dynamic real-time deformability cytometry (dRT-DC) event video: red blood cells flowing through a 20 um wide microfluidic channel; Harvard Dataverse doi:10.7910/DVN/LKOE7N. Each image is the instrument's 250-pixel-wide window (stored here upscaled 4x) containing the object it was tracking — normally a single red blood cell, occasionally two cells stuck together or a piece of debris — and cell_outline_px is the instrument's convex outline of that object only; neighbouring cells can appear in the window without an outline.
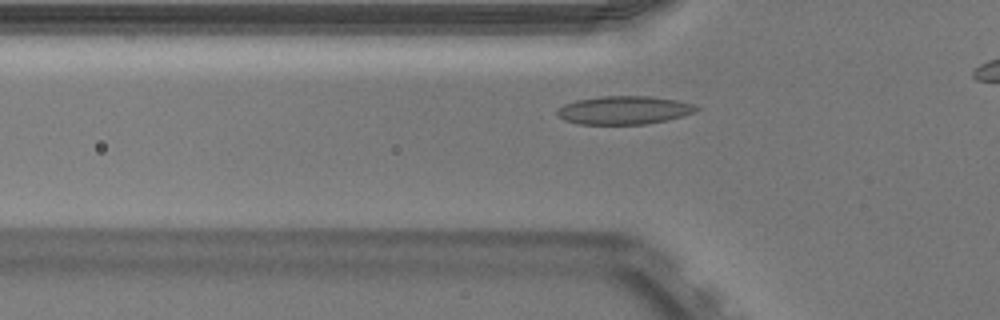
{"species": "Egyptian fruit bat (a non-hibernating species)", "species_latin": "Rousettus aegyptiacus", "temperature_condition": "warm", "stored_images_in_passage": 42, "camera_frame_rate_fps": 3000, "um_per_image_px": 0.085, "animal": {"sex": "male"}, "frame": {"image": 1, "passage_image": 14, "time_ms": 4.333, "image_size_px": [1000, 320], "cell_outline_px": [[700, 108], [696, 112], [664, 120], [644, 124], [580, 124], [564, 120], [556, 112], [556, 108], [564, 104], [576, 100], [600, 96], [648, 96], [676, 100], [692, 104]], "centroid_in_image_um": [53.0, 9.35], "position_along_channel_um": 72.8, "area_um2": 22.77}}
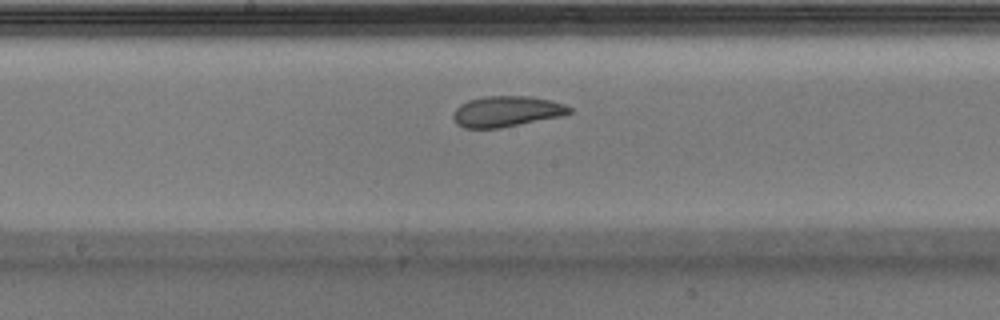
{"frame": {"image": 2, "passage_image": 24, "time_ms": 7.667, "image_size_px": [1000, 320], "cell_outline_px": [[572, 112], [564, 116], [500, 128], [464, 128], [456, 124], [452, 116], [452, 112], [460, 104], [468, 100], [484, 96], [532, 96], [564, 104], [572, 108]], "centroid_in_image_um": [43.05, 9.47], "position_along_channel_um": 205.2, "area_um2": 21.04}}
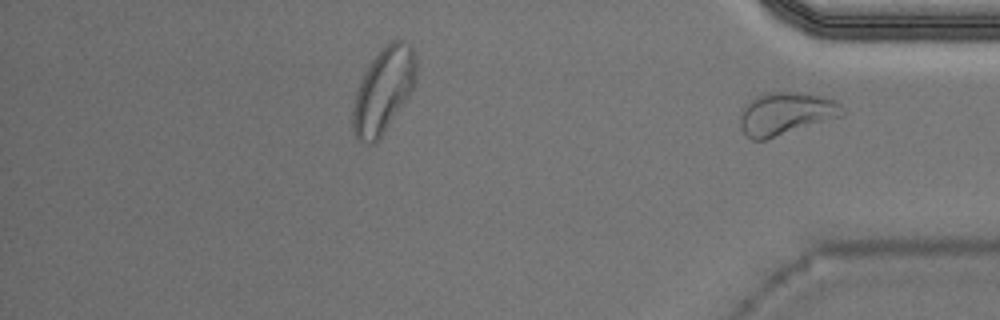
{"frame": {"image": 3, "passage_image": 42, "time_ms": 13.667, "image_size_px": [1000, 320], "cell_outline_px": [[844, 116], [764, 140], [752, 140], [744, 136], [740, 128], [740, 108], [748, 100], [756, 96], [772, 92], [800, 92], [820, 96], [836, 100], [844, 108]], "centroid_in_image_um": [66.76, 9.66], "position_along_channel_um": 368.4, "area_um2": 25.84}, "authors_computed_cell_mechanics": {"area_um2": 21.4727, "velocity_mm_per_s": 3.9472, "shape_relaxation_time_tau1_ms": 4.2495, "shape_relaxation_time_tau2_ms": 1.775, "deformation_change_tau1": 0.13, "deformation_change_tau2": 0.0763}}